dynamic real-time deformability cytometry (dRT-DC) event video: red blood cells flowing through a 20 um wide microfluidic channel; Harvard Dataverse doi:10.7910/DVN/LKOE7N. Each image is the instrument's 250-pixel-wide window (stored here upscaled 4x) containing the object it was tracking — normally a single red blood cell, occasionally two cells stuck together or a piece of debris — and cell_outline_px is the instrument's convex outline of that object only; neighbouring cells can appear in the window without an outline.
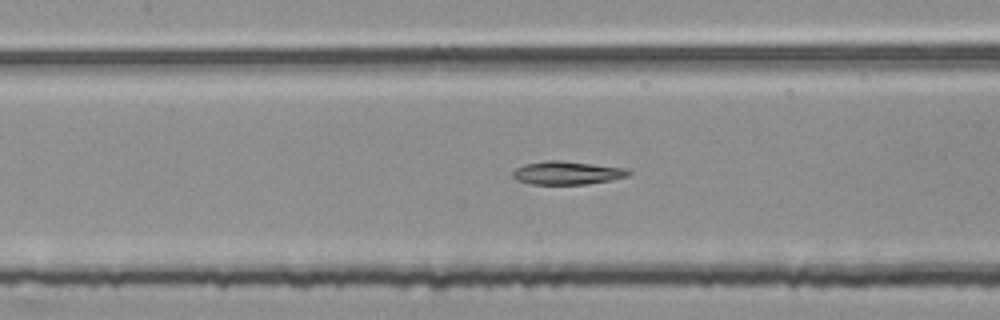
{"species": "common noctule bat (a hibernating species)", "species_latin": "Nyctalus noctula", "temperature_condition": "room temperature", "stored_images_in_passage": 52, "segment_of_instrument_passage": [2, 2], "camera_frame_rate_fps": 3000, "um_per_image_px": 0.085, "animal": {"sex": "female", "body_mass_g": 25.1}, "frame": {"image": 1, "passage_image": 22, "time_ms": 7.0, "image_size_px": [1000, 320], "cell_outline_px": [[632, 172], [628, 176], [608, 180], [584, 184], [532, 184], [516, 180], [512, 176], [512, 172], [516, 168], [524, 164], [544, 160], [560, 160], [624, 168]], "centroid_in_image_um": [48.14, 14.69], "position_along_channel_um": 159.3, "area_um2": 15.55}}
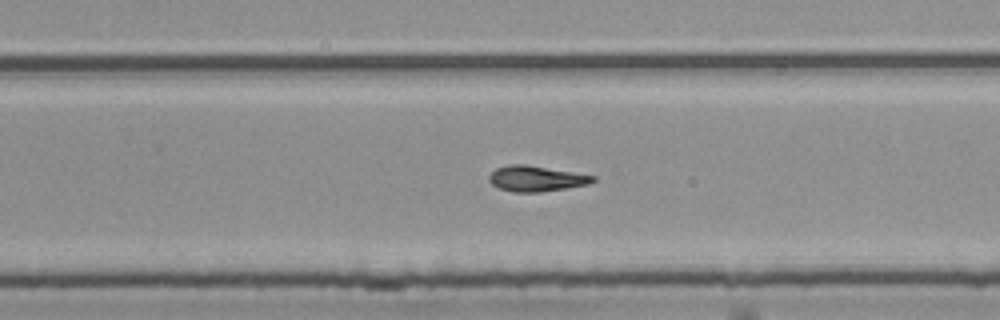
{"frame": {"image": 2, "passage_image": 32, "time_ms": 10.333, "image_size_px": [1000, 320], "cell_outline_px": [[596, 180], [588, 184], [540, 192], [512, 192], [500, 188], [492, 184], [488, 180], [488, 176], [496, 168], [508, 164], [524, 164], [596, 176]], "centroid_in_image_um": [45.54, 15.18], "position_along_channel_um": 284.3, "area_um2": 15.32}}
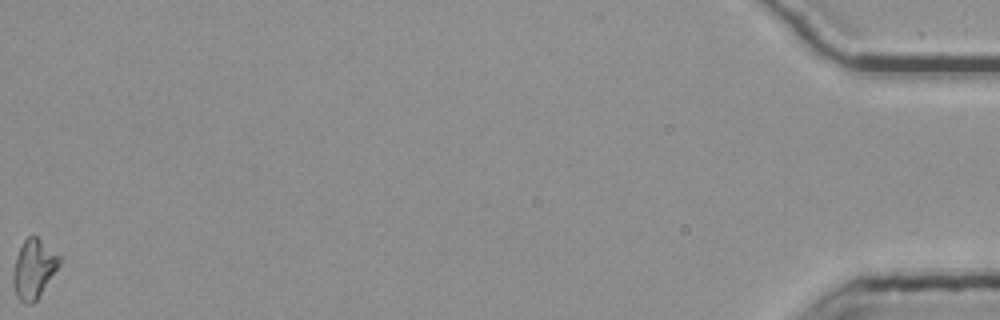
{"frame": {"image": 3, "passage_image": 52, "time_ms": 17.0, "image_size_px": [1000, 320], "cell_outline_px": [[60, 264], [36, 300], [32, 304], [24, 304], [16, 296], [12, 284], [12, 272], [16, 256], [24, 240], [28, 236], [36, 236], [60, 256]], "centroid_in_image_um": [2.83, 22.87], "position_along_channel_um": 432.4, "area_um2": 15.78}}